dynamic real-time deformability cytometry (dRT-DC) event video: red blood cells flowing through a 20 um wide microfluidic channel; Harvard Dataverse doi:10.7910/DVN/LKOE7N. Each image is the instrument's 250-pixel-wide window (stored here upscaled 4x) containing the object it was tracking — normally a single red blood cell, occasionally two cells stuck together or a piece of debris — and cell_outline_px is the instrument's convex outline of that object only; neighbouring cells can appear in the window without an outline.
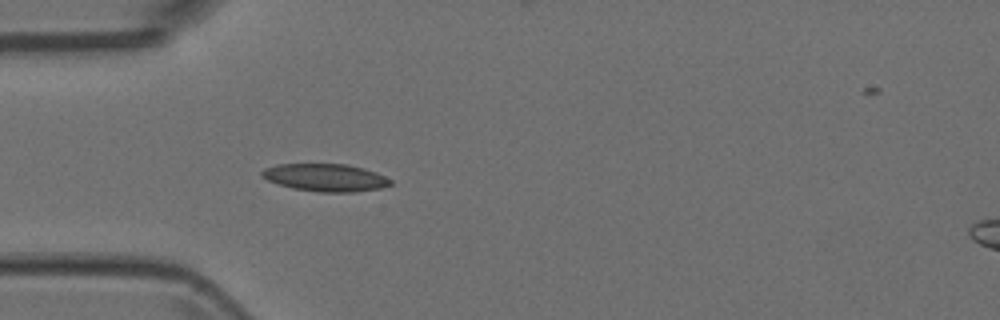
{"species": "Egyptian fruit bat (a non-hibernating species)", "species_latin": "Rousettus aegyptiacus", "temperature_condition": "room temperature", "stored_images_in_passage": 2, "camera_frame_rate_fps": 3000, "um_per_image_px": 0.085, "animal": {"sex": "female"}, "frame": {"image": 1, "passage_image": 1, "time_ms": 0.0, "image_size_px": [1000, 320], "cell_outline_px": [[392, 184], [380, 188], [356, 192], [316, 192], [292, 188], [268, 180], [260, 172], [264, 168], [276, 164], [348, 164], [364, 168], [376, 172], [392, 180]], "centroid_in_image_um": [27.69, 15.09], "position_along_channel_um": 57.3, "area_um2": 20.69}}